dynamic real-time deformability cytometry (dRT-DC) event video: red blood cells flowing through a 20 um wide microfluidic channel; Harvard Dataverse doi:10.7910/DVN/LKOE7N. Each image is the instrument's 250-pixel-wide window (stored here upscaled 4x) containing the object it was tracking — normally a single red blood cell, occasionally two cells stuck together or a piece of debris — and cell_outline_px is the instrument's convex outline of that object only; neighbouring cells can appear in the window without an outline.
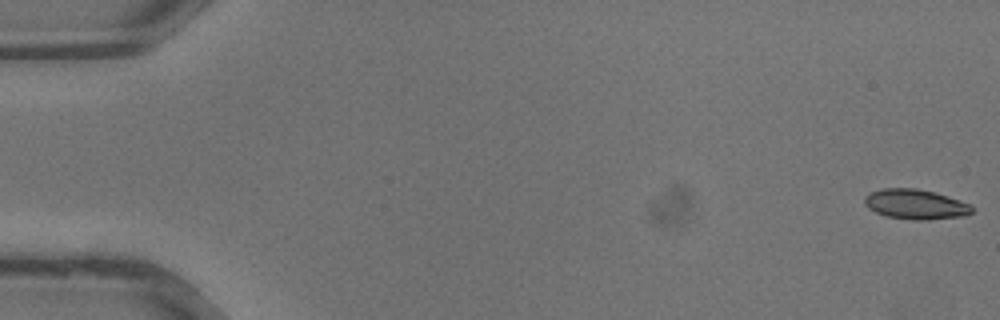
{"species": "common noctule bat (a hibernating species)", "species_latin": "Nyctalus noctula", "temperature_condition": "warm", "stored_images_in_passage": 12, "camera_frame_rate_fps": 3000, "um_per_image_px": 0.085, "animal": {"sex": "male", "body_mass_g": 13.3}, "frame": {"image": 1, "passage_image": 1, "time_ms": 0.0, "image_size_px": [1000, 320], "cell_outline_px": [[972, 212], [964, 216], [928, 220], [912, 220], [884, 216], [868, 208], [864, 204], [864, 196], [880, 188], [916, 188], [948, 196], [972, 204]], "centroid_in_image_um": [77.81, 17.37], "position_along_channel_um": 7.2, "area_um2": 18.9}}
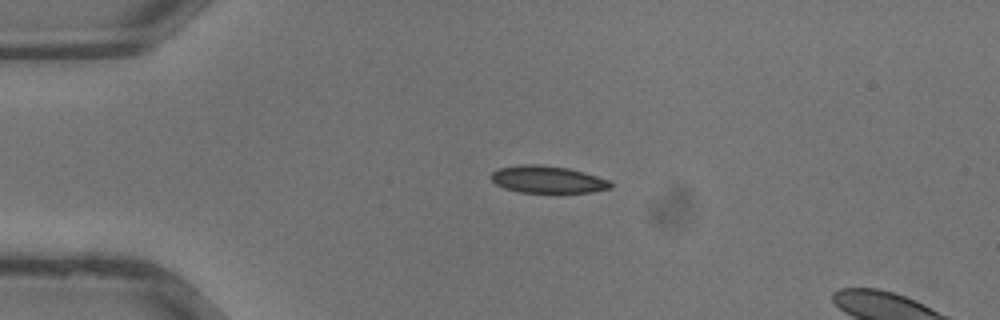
{"frame": {"image": 2, "passage_image": 9, "time_ms": 2.667, "image_size_px": [1000, 320], "cell_outline_px": [[612, 188], [592, 192], [520, 192], [504, 188], [496, 184], [488, 176], [492, 172], [500, 168], [520, 164], [540, 164], [568, 168], [584, 172], [608, 180], [612, 184]], "centroid_in_image_um": [46.52, 15.25], "position_along_channel_um": 38.5, "area_um2": 18.9}}